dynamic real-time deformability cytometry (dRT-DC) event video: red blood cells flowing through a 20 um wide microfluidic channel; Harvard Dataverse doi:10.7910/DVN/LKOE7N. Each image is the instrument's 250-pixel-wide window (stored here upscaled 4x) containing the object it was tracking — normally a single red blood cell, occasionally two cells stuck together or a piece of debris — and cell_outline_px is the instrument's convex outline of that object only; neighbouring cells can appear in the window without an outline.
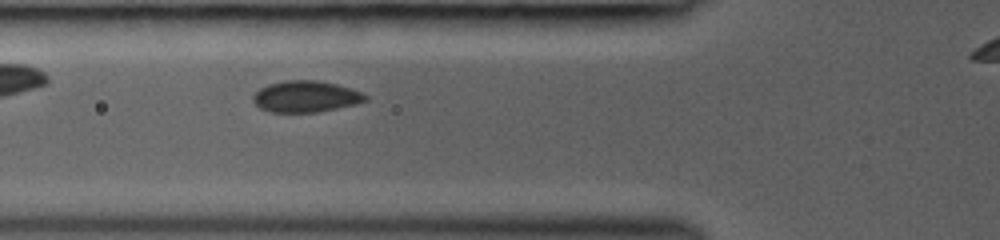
{"species": "common noctule bat (a hibernating species)", "species_latin": "Nyctalus noctula", "temperature_condition": "room temperature", "stored_images_in_passage": 13, "camera_frame_rate_fps": 3000, "um_per_image_px": 0.085, "animal": {"sex": "female", "body_mass_g": 19.0, "forearm_length_mm": 53.3}, "frame": {"image": 1, "passage_image": 3, "time_ms": 2.333, "image_size_px": [1000, 240], "cell_outline_px": [[368, 100], [356, 104], [316, 112], [272, 112], [260, 108], [252, 100], [252, 96], [260, 88], [268, 84], [284, 80], [316, 80], [336, 84], [352, 88], [368, 96]], "centroid_in_image_um": [25.99, 8.2], "position_along_channel_um": 99.8, "area_um2": 20.52}}
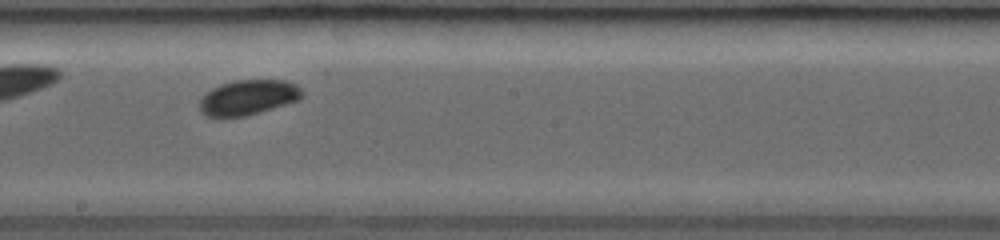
{"frame": {"image": 2, "passage_image": 10, "time_ms": 5.333, "image_size_px": [1000, 240], "cell_outline_px": [[304, 96], [300, 100], [244, 116], [208, 116], [200, 112], [200, 100], [212, 88], [220, 84], [236, 80], [284, 80], [296, 84], [304, 92]], "centroid_in_image_um": [21.14, 8.26], "position_along_channel_um": 227.1, "area_um2": 20.75}}
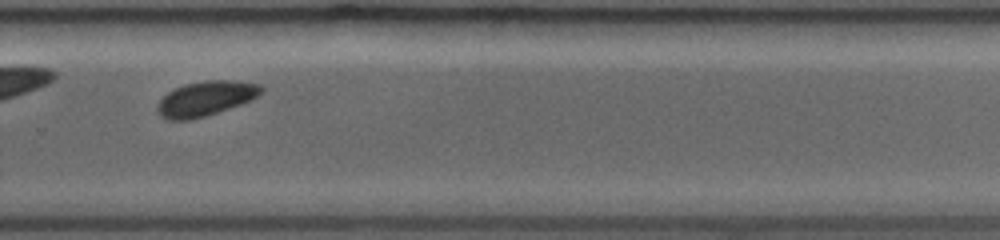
{"frame": {"image": 3, "passage_image": 13, "time_ms": 7.333, "image_size_px": [1000, 240], "cell_outline_px": [[264, 92], [252, 100], [192, 120], [168, 120], [160, 116], [156, 112], [156, 108], [160, 100], [168, 92], [184, 84], [204, 80], [232, 80], [260, 84], [264, 88]], "centroid_in_image_um": [17.49, 8.37], "position_along_channel_um": 312.3, "area_um2": 21.1}}